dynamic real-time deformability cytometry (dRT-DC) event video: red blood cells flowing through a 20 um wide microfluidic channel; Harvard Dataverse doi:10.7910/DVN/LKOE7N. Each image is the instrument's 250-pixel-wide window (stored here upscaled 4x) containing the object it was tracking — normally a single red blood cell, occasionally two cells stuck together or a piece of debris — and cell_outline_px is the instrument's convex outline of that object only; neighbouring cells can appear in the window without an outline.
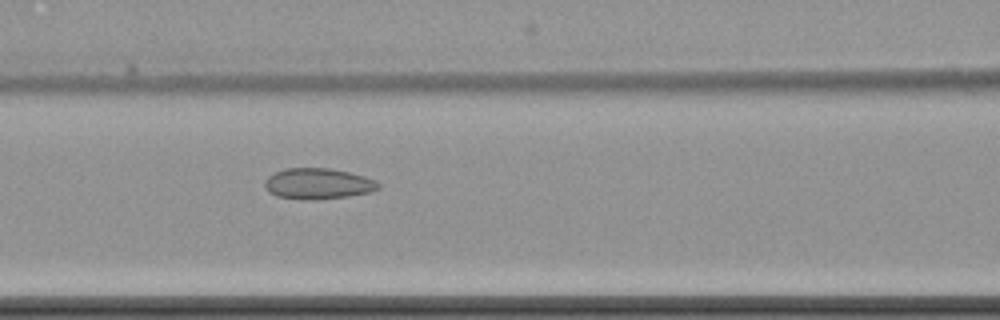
{"species": "common noctule bat (a hibernating species)", "species_latin": "Nyctalus noctula", "temperature_condition": "cold", "stored_images_in_passage": 3, "camera_frame_rate_fps": 3000, "um_per_image_px": 0.085, "animal": {"sex": "female", "body_mass_g": 22.7, "forearm_length_mm": 54.2}, "frame": {"image": 1, "passage_image": 3, "time_ms": 2.333, "image_size_px": [1000, 320], "cell_outline_px": [[380, 188], [372, 192], [348, 196], [316, 200], [304, 200], [276, 196], [268, 192], [264, 188], [264, 180], [268, 176], [284, 168], [332, 168], [364, 176], [376, 180], [380, 184]], "centroid_in_image_um": [27.02, 15.62], "position_along_channel_um": 139.6, "area_um2": 20.75}}